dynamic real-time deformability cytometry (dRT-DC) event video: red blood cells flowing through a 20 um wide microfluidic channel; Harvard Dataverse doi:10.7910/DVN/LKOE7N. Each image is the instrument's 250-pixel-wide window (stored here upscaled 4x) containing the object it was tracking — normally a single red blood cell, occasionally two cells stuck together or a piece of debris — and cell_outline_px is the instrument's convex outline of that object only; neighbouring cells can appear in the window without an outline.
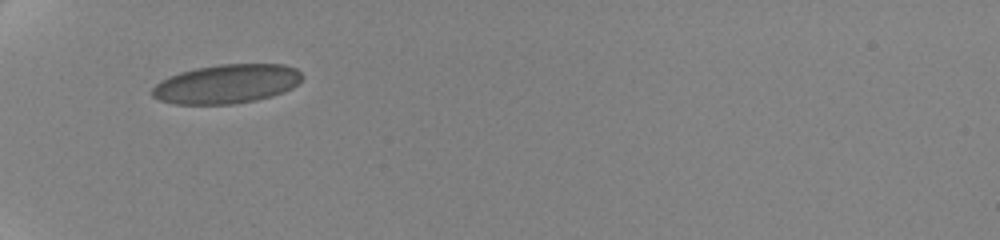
{"species": "human", "species_latin": "Homo sapiens", "temperature_condition": "cold", "stored_images_in_passage": 21, "camera_frame_rate_fps": 3000, "um_per_image_px": 0.085, "donor": {"sex": "female"}, "frame": {"image": 1, "passage_image": 1, "time_ms": 0.0, "image_size_px": [1000, 240], "cell_outline_px": [[304, 76], [292, 88], [284, 92], [272, 96], [256, 100], [232, 104], [176, 104], [160, 100], [152, 96], [152, 88], [160, 80], [168, 76], [180, 72], [196, 68], [220, 64], [284, 64], [296, 68]], "centroid_in_image_um": [19.27, 7.13], "position_along_channel_um": 65.7, "area_um2": 34.22}}
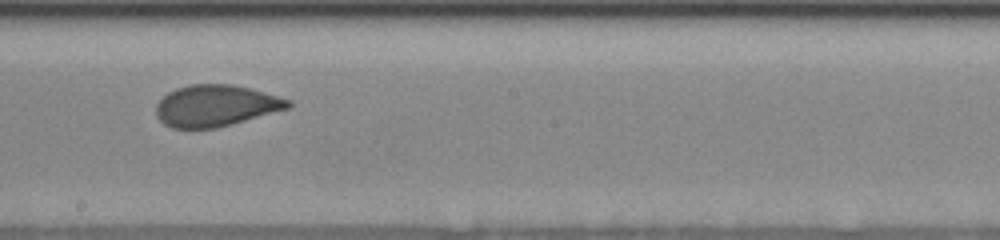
{"frame": {"image": 2, "passage_image": 9, "time_ms": 5.0, "image_size_px": [1000, 240], "cell_outline_px": [[292, 104], [288, 108], [216, 128], [172, 128], [164, 124], [156, 116], [156, 104], [168, 92], [176, 88], [188, 84], [232, 84], [252, 88], [280, 96], [292, 100]], "centroid_in_image_um": [18.34, 8.97], "position_along_channel_um": 229.9, "area_um2": 31.96}}
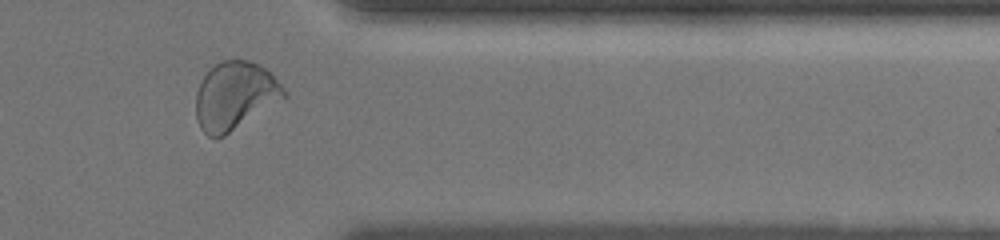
{"frame": {"image": 3, "passage_image": 17, "time_ms": 9.667, "image_size_px": [1000, 240], "cell_outline_px": [[288, 96], [224, 136], [208, 136], [200, 128], [196, 116], [196, 92], [200, 80], [220, 60], [248, 60], [264, 68], [288, 92]], "centroid_in_image_um": [19.95, 8.14], "position_along_channel_um": 391.4, "area_um2": 34.51}, "authors_computed_cell_mechanics": {"area_um2": 32.657, "velocity_mm_per_s": 3.5164, "shape_relaxation_time_tau1_ms": 4.8325, "shape_relaxation_time_tau2_ms": null, "deformation_change_tau1": 0.1276, "deformation_change_tau2": null}}